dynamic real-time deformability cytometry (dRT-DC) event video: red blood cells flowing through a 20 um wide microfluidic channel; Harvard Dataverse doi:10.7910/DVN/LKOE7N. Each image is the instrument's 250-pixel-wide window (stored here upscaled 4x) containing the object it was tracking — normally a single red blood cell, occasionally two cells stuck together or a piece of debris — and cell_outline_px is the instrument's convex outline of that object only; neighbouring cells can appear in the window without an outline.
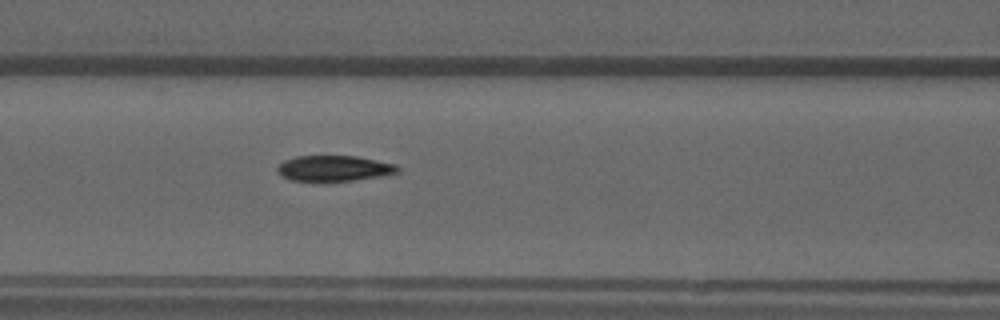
{"species": "common noctule bat (a hibernating species)", "species_latin": "Nyctalus noctula", "temperature_condition": "warm", "stored_images_in_passage": 52, "camera_frame_rate_fps": 3000, "um_per_image_px": 0.085, "animal": {"sex": "male", "forearm_length_mm": 52.5}, "frame": {"image": 1, "passage_image": 22, "time_ms": 7.0, "image_size_px": [1000, 320], "cell_outline_px": [[400, 172], [380, 176], [352, 180], [292, 180], [280, 176], [276, 172], [276, 168], [284, 160], [296, 156], [356, 156], [396, 164], [400, 168]], "centroid_in_image_um": [28.38, 14.29], "position_along_channel_um": 138.2, "area_um2": 17.8}}
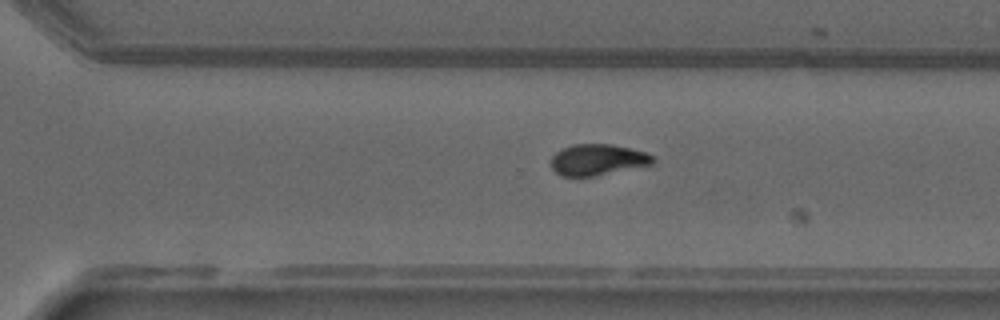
{"frame": {"image": 2, "passage_image": 36, "time_ms": 11.667, "image_size_px": [1000, 320], "cell_outline_px": [[656, 160], [652, 164], [592, 176], [560, 176], [552, 168], [552, 156], [560, 148], [572, 144], [612, 144], [648, 152], [656, 156]], "centroid_in_image_um": [50.82, 13.56], "position_along_channel_um": 319.8, "area_um2": 18.55}}
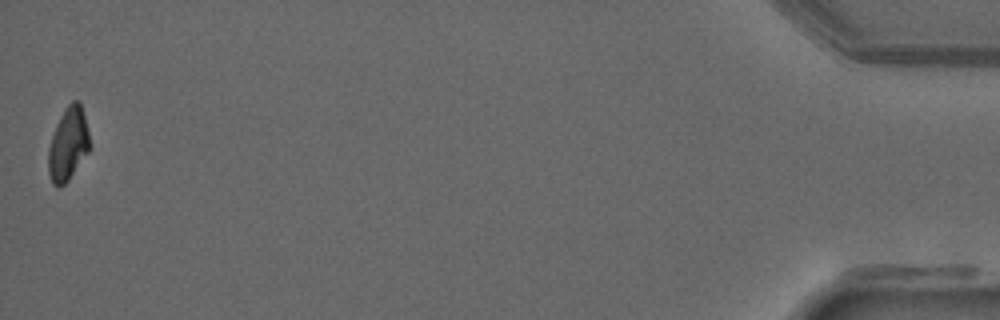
{"frame": {"image": 3, "passage_image": 52, "time_ms": 17.0, "image_size_px": [1000, 320], "cell_outline_px": [[88, 152], [68, 180], [60, 188], [52, 184], [48, 172], [48, 148], [56, 124], [64, 108], [72, 100], [80, 100], [88, 132]], "centroid_in_image_um": [5.76, 12.24], "position_along_channel_um": 429.4, "area_um2": 17.46}, "authors_computed_cell_mechanics": {"area_um2": 18.496, "velocity_mm_per_s": 3.9003, "shape_relaxation_time_tau1_ms": 8.4256, "shape_relaxation_time_tau2_ms": 5.9759, "deformation_change_tau1": 0.2725, "deformation_change_tau2": 0.0548}}